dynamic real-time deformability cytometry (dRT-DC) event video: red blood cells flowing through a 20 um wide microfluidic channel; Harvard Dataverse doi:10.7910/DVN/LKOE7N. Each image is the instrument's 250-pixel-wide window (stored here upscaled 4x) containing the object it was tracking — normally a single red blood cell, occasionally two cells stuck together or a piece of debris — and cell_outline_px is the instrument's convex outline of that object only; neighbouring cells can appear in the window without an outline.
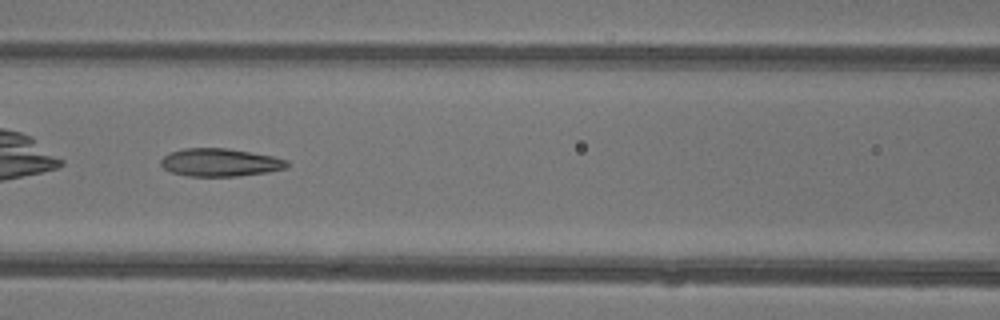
{"species": "common noctule bat (a hibernating species)", "species_latin": "Nyctalus noctula", "temperature_condition": "warm", "stored_images_in_passage": 47, "camera_frame_rate_fps": 3000, "um_per_image_px": 0.085, "animal": {"sex": "female"}, "frame": {"image": 1, "passage_image": 21, "time_ms": 6.667, "image_size_px": [1000, 320], "cell_outline_px": [[288, 168], [268, 172], [240, 176], [188, 176], [172, 172], [164, 168], [160, 164], [160, 160], [164, 156], [172, 152], [184, 148], [228, 148], [272, 156], [288, 160]], "centroid_in_image_um": [18.73, 13.81], "position_along_channel_um": 147.9, "area_um2": 20.52}}
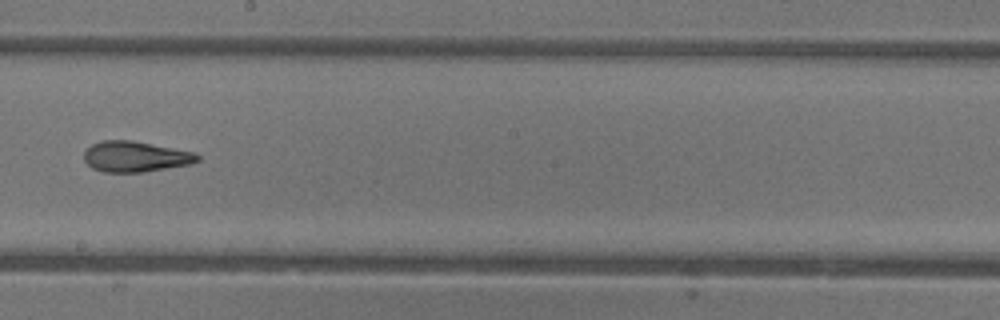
{"frame": {"image": 2, "passage_image": 27, "time_ms": 8.667, "image_size_px": [1000, 320], "cell_outline_px": [[200, 160], [192, 164], [144, 172], [104, 172], [92, 168], [84, 160], [84, 152], [92, 144], [100, 140], [132, 140], [196, 152], [200, 156]], "centroid_in_image_um": [11.54, 13.31], "position_along_channel_um": 236.7, "area_um2": 20.46}, "authors_computed_cell_mechanics": {"area_um2": 21.3282, "velocity_mm_per_s": 4.4492, "shape_relaxation_time_tau1_ms": 6.478, "shape_relaxation_time_tau2_ms": 2.2181, "deformation_change_tau1": 0.236, "deformation_change_tau2": 0.1249}}